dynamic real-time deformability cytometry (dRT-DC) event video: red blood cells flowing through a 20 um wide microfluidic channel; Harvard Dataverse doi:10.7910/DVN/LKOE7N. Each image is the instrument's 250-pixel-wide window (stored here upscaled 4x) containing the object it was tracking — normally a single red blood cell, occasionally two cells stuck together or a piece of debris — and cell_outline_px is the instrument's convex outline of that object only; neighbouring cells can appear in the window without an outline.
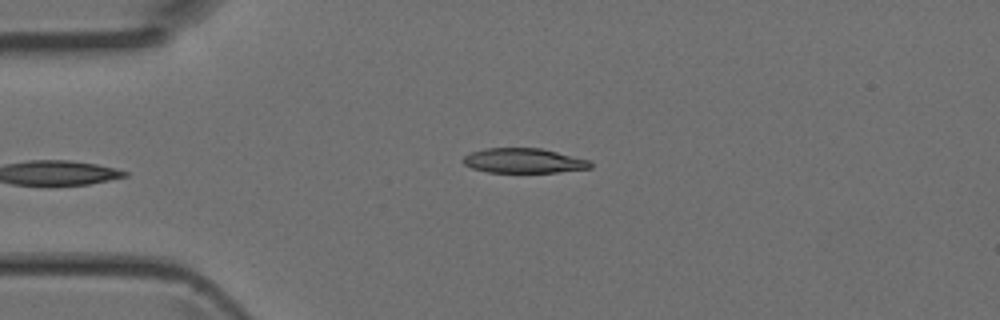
{"species": "Egyptian fruit bat (a non-hibernating species)", "species_latin": "Rousettus aegyptiacus", "temperature_condition": "room temperature", "stored_images_in_passage": 5, "camera_frame_rate_fps": 3000, "um_per_image_px": 0.085, "animal": {"sex": "female"}, "frame": {"image": 1, "passage_image": 5, "time_ms": 1.333, "image_size_px": [1000, 320], "cell_outline_px": [[592, 168], [556, 172], [488, 172], [472, 168], [464, 164], [460, 160], [464, 156], [472, 152], [484, 148], [540, 148], [588, 160], [592, 164]], "centroid_in_image_um": [44.47, 13.66], "position_along_channel_um": 40.5, "area_um2": 18.21}}